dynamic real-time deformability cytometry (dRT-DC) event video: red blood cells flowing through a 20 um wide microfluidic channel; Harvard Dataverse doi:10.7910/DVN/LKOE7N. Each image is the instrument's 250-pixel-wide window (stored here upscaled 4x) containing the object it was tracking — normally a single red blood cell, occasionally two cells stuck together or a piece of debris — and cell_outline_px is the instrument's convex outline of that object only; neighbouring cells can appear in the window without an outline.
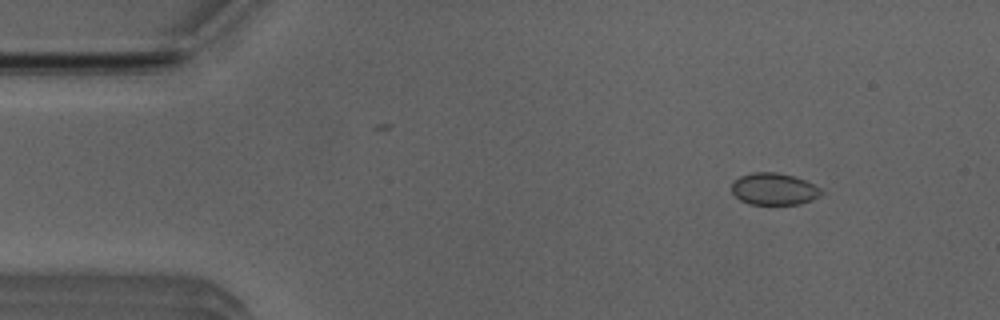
{"species": "Egyptian fruit bat (a non-hibernating species)", "species_latin": "Rousettus aegyptiacus", "temperature_condition": "room temperature", "stored_images_in_passage": 18, "camera_frame_rate_fps": 3000, "um_per_image_px": 0.085, "animal": {"sex": "male"}, "frame": {"image": 1, "passage_image": 6, "time_ms": 1.667, "image_size_px": [1000, 320], "cell_outline_px": [[824, 192], [820, 196], [812, 200], [800, 204], [748, 204], [740, 200], [732, 192], [732, 184], [740, 176], [752, 172], [776, 172], [796, 176], [820, 188]], "centroid_in_image_um": [65.8, 16.06], "position_along_channel_um": 19.2, "area_um2": 16.7}}